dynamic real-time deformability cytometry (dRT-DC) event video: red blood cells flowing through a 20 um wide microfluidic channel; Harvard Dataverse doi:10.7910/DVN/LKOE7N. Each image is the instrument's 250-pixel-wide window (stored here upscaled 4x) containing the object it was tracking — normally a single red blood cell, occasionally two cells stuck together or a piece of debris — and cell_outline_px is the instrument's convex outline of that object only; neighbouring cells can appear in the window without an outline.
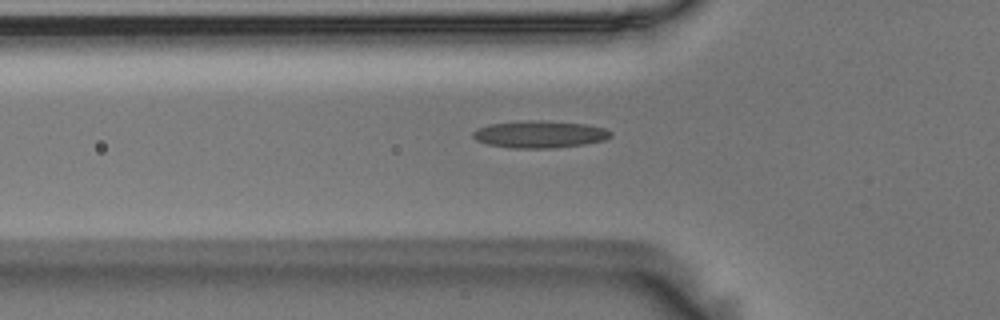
{"species": "Egyptian fruit bat (a non-hibernating species)", "species_latin": "Rousettus aegyptiacus", "temperature_condition": "room temperature", "stored_images_in_passage": 40, "camera_frame_rate_fps": 3000, "um_per_image_px": 0.085, "animal": {"sex": "male"}, "frame": {"image": 1, "passage_image": 3, "time_ms": 0.667, "image_size_px": [1000, 320], "cell_outline_px": [[612, 136], [604, 140], [584, 144], [552, 148], [512, 148], [488, 144], [476, 140], [472, 136], [472, 132], [488, 124], [532, 120], [540, 120], [584, 124], [604, 128], [612, 132]], "centroid_in_image_um": [45.87, 11.42], "position_along_channel_um": 79.9, "area_um2": 21.62}}
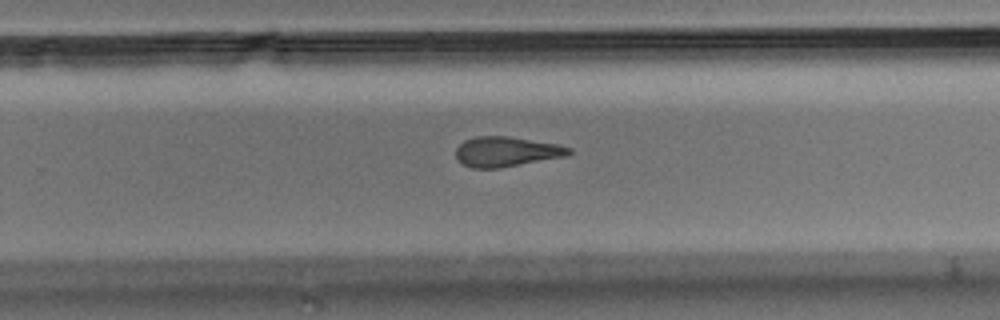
{"frame": {"image": 2, "passage_image": 20, "time_ms": 6.333, "image_size_px": [1000, 320], "cell_outline_px": [[572, 152], [568, 156], [500, 168], [472, 168], [464, 164], [456, 156], [456, 148], [464, 140], [476, 136], [508, 136], [556, 144], [572, 148]], "centroid_in_image_um": [43.06, 12.89], "position_along_channel_um": 286.7, "area_um2": 19.71}}
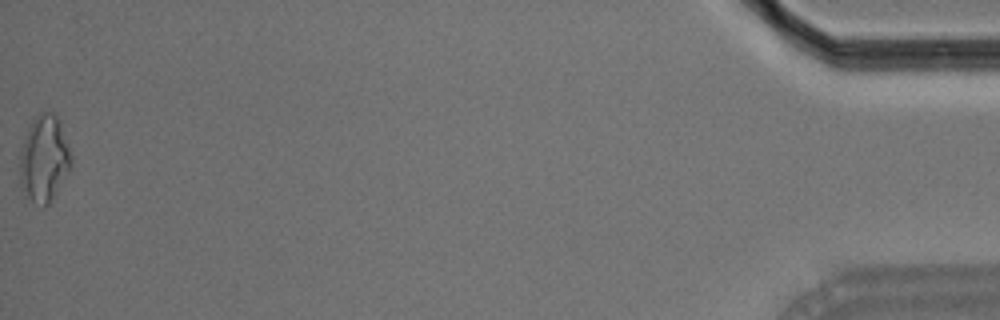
{"frame": {"image": 3, "passage_image": 40, "time_ms": 13.0, "image_size_px": [1000, 320], "cell_outline_px": [[72, 164], [52, 200], [48, 204], [44, 204], [32, 200], [24, 196], [20, 188], [20, 152], [24, 136], [32, 116], [40, 112], [52, 112], [60, 120], [72, 156]], "centroid_in_image_um": [3.73, 13.43], "position_along_channel_um": 431.5, "area_um2": 26.13}, "authors_computed_cell_mechanics": {"area_um2": 20.2878, "velocity_mm_per_s": 3.6347, "shape_relaxation_time_tau1_ms": 11.2127, "shape_relaxation_time_tau2_ms": 5.1396, "deformation_change_tau1": 0.2472, "deformation_change_tau2": 0.1591}}